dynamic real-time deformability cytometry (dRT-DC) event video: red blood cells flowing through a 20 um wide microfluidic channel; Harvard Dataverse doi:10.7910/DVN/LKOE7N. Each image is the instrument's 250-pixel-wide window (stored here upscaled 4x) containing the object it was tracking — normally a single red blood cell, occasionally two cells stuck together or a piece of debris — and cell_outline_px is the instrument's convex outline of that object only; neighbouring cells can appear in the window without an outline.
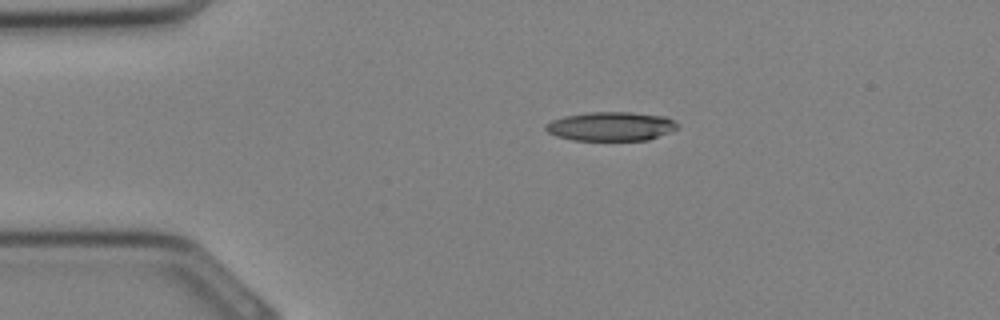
{"species": "Egyptian fruit bat (a non-hibernating species)", "species_latin": "Rousettus aegyptiacus", "temperature_condition": "cold", "stored_images_in_passage": 29, "camera_frame_rate_fps": 3000, "um_per_image_px": 0.085, "animal": {"sex": "female"}, "frame": {"image": 1, "passage_image": 3, "time_ms": 0.667, "image_size_px": [1000, 320], "cell_outline_px": [[680, 124], [676, 128], [668, 132], [648, 140], [572, 140], [556, 136], [548, 132], [544, 128], [544, 124], [552, 120], [564, 116], [588, 112], [632, 112], [668, 116]], "centroid_in_image_um": [51.92, 10.73], "position_along_channel_um": 33.1, "area_um2": 22.43}}
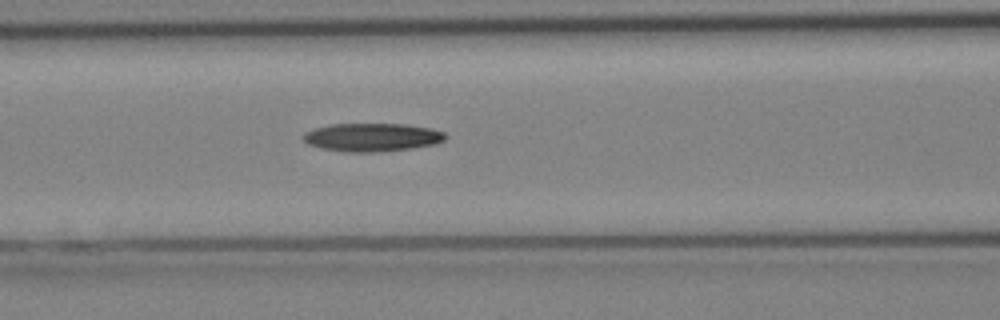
{"frame": {"image": 2, "passage_image": 10, "time_ms": 3.0, "image_size_px": [1000, 320], "cell_outline_px": [[448, 136], [444, 140], [436, 144], [412, 148], [380, 152], [344, 152], [324, 148], [308, 144], [304, 140], [304, 132], [316, 128], [332, 124], [404, 124], [432, 128], [444, 132]], "centroid_in_image_um": [31.68, 11.67], "position_along_channel_um": 134.9, "area_um2": 23.41}}
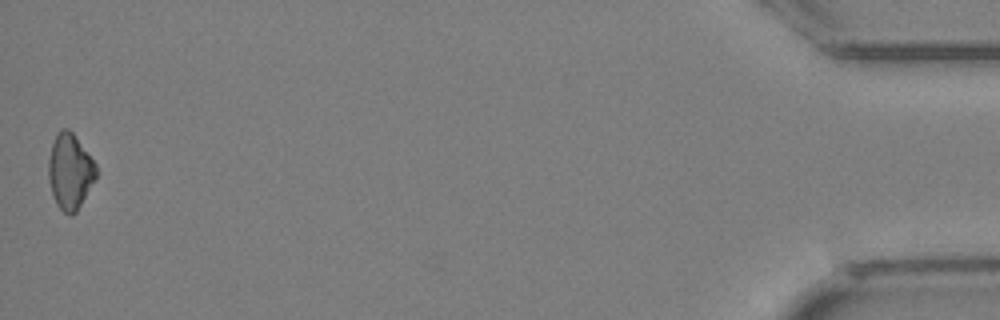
{"frame": {"image": 3, "passage_image": 29, "time_ms": 9.333, "image_size_px": [1000, 320], "cell_outline_px": [[96, 176], [76, 212], [72, 216], [64, 212], [56, 204], [48, 180], [48, 160], [52, 144], [56, 132], [60, 128], [68, 128], [72, 132], [96, 164]], "centroid_in_image_um": [5.92, 14.55], "position_along_channel_um": 429.3, "area_um2": 20.75}}